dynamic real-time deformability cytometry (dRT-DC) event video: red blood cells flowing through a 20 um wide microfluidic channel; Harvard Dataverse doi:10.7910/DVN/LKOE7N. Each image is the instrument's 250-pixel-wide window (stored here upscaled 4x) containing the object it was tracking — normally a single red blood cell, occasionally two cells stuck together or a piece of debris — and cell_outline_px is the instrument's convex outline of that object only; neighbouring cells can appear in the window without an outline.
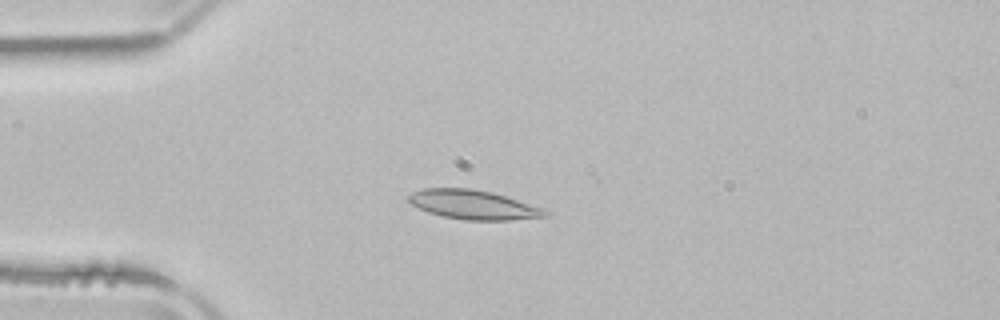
{"species": "common noctule bat (a hibernating species)", "species_latin": "Nyctalus noctula", "temperature_condition": "room temperature", "stored_images_in_passage": 4, "camera_frame_rate_fps": 3000, "um_per_image_px": 0.085, "animal": {"sex": "male", "body_mass_g": 21.5, "forearm_length_mm": 52.0}, "frame": {"image": 1, "passage_image": 3, "time_ms": 2.333, "image_size_px": [1000, 320], "cell_outline_px": [[552, 212], [548, 216], [508, 220], [468, 220], [444, 216], [428, 212], [412, 204], [408, 200], [408, 196], [412, 192], [424, 188], [472, 188], [492, 192], [544, 208]], "centroid_in_image_um": [40.27, 17.39], "position_along_channel_um": 44.7, "area_um2": 23.18}}
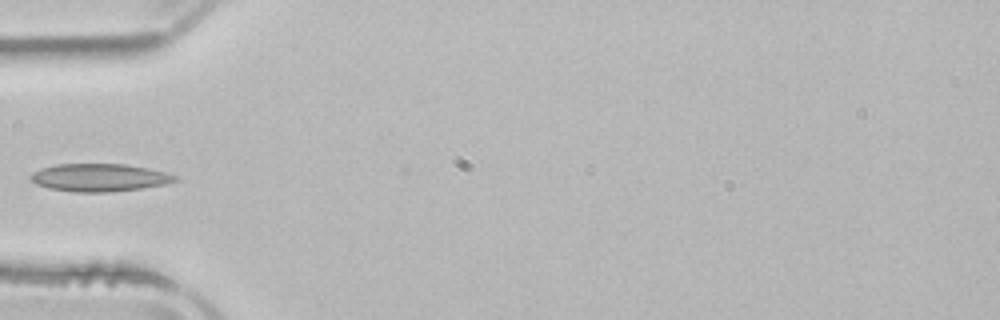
{"frame": {"image": 2, "passage_image": 4, "time_ms": 3.667, "image_size_px": [1000, 320], "cell_outline_px": [[180, 180], [164, 184], [140, 188], [108, 192], [72, 192], [48, 188], [36, 184], [28, 176], [32, 172], [40, 168], [56, 164], [124, 164], [148, 168], [164, 172], [176, 176]], "centroid_in_image_um": [8.4, 15.09], "position_along_channel_um": 76.6, "area_um2": 23.35}}